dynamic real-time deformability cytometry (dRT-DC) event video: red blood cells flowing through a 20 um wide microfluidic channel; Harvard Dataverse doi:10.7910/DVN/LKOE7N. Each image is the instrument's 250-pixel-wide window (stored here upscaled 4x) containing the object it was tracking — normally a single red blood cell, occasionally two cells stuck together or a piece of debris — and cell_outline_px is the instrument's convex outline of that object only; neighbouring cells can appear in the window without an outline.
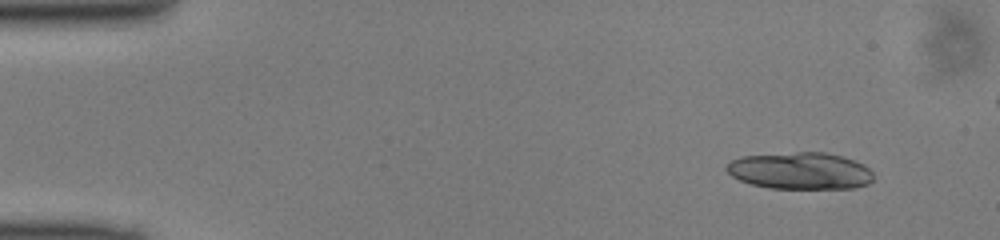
{"species": "common noctule bat (a hibernating species)", "species_latin": "Nyctalus noctula", "temperature_condition": "cold", "stored_images_in_passage": 20, "camera_frame_rate_fps": 3000, "um_per_image_px": 0.085, "animal": {"sex": "male", "body_mass_g": 13.0, "forearm_length_mm": 53.1}, "frame": {"image": 1, "passage_image": 5, "time_ms": 1.333, "image_size_px": [1000, 240], "cell_outline_px": [[872, 180], [868, 184], [852, 188], [768, 188], [752, 184], [740, 180], [732, 176], [724, 168], [732, 160], [744, 156], [796, 152], [824, 152], [844, 156], [864, 164], [872, 172]], "centroid_in_image_um": [68.03, 14.51], "position_along_channel_um": 17.0, "area_um2": 31.5}}